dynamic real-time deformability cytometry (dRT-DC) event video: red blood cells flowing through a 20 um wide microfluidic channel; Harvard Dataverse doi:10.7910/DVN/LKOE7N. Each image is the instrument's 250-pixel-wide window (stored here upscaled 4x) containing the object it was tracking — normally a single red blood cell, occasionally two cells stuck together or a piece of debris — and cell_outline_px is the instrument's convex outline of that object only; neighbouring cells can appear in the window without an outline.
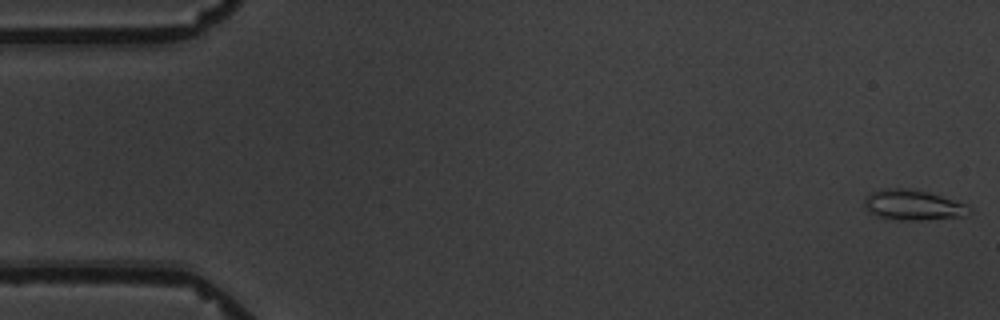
{"species": "common noctule bat (a hibernating species)", "species_latin": "Nyctalus noctula", "temperature_condition": "warm", "stored_images_in_passage": 5, "camera_frame_rate_fps": 3000, "um_per_image_px": 0.085, "animal": {"sex": "male", "body_mass_g": 19.5, "forearm_length_mm": 54.6}, "frame": {"image": 1, "passage_image": 1, "time_ms": 0.0, "image_size_px": [1000, 320], "cell_outline_px": [[972, 212], [964, 216], [920, 220], [900, 220], [876, 216], [864, 208], [864, 196], [872, 192], [888, 188], [904, 188], [928, 192], [964, 204]], "centroid_in_image_um": [77.54, 17.43], "position_along_channel_um": 7.5, "area_um2": 18.26}}
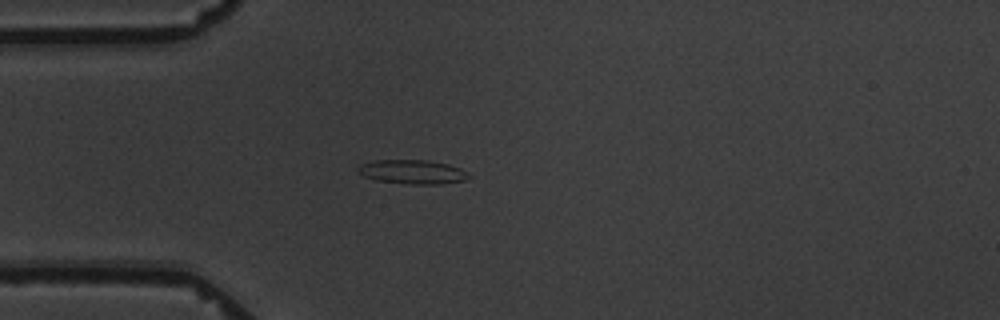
{"frame": {"image": 2, "passage_image": 5, "time_ms": 5.0, "image_size_px": [1000, 320], "cell_outline_px": [[472, 176], [464, 180], [440, 184], [408, 184], [376, 180], [364, 176], [356, 168], [360, 164], [372, 160], [428, 160], [448, 164], [460, 168], [468, 172]], "centroid_in_image_um": [35.07, 14.6], "position_along_channel_um": 49.9, "area_um2": 15.61}}